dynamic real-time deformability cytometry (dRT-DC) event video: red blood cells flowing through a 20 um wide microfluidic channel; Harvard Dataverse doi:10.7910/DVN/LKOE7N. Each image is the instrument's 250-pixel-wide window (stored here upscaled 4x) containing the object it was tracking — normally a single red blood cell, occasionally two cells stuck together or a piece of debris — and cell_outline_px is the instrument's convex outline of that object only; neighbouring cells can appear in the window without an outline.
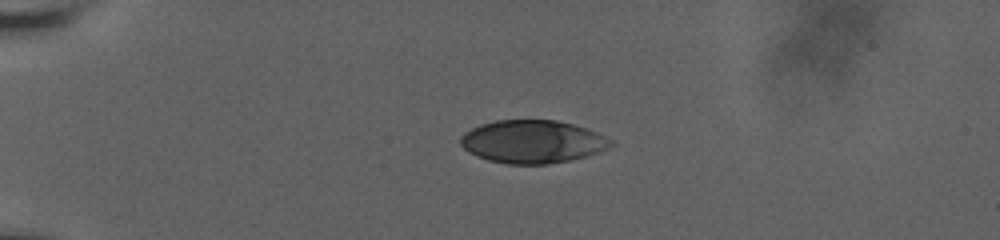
{"species": "human", "species_latin": "Homo sapiens", "temperature_condition": "room temperature", "stored_images_in_passage": 34, "camera_frame_rate_fps": 3000, "um_per_image_px": 0.085, "donor": {"sex": "male"}, "frame": {"image": 1, "passage_image": 1, "time_ms": 0.0, "image_size_px": [1000, 240], "cell_outline_px": [[616, 144], [612, 148], [600, 152], [568, 160], [548, 164], [508, 164], [488, 160], [476, 156], [468, 152], [460, 144], [460, 136], [464, 132], [480, 124], [496, 120], [556, 120], [588, 128], [612, 140]], "centroid_in_image_um": [45.27, 12.04], "position_along_channel_um": 39.7, "area_um2": 37.86}}
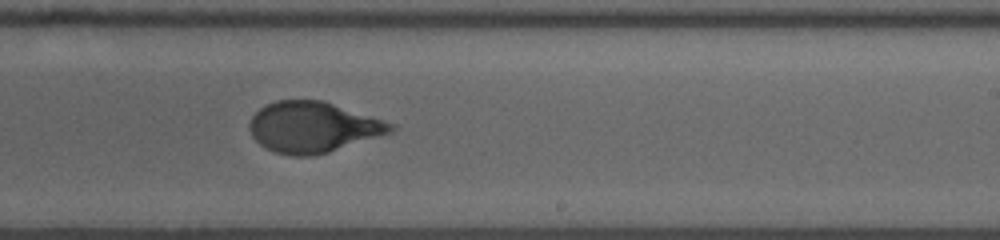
{"frame": {"image": 2, "passage_image": 18, "time_ms": 7.667, "image_size_px": [1000, 240], "cell_outline_px": [[396, 128], [392, 132], [328, 152], [312, 156], [292, 156], [276, 152], [260, 144], [252, 136], [248, 128], [248, 124], [252, 116], [260, 108], [276, 100], [320, 100], [396, 124]], "centroid_in_image_um": [26.58, 10.81], "position_along_channel_um": 262.4, "area_um2": 41.33}}
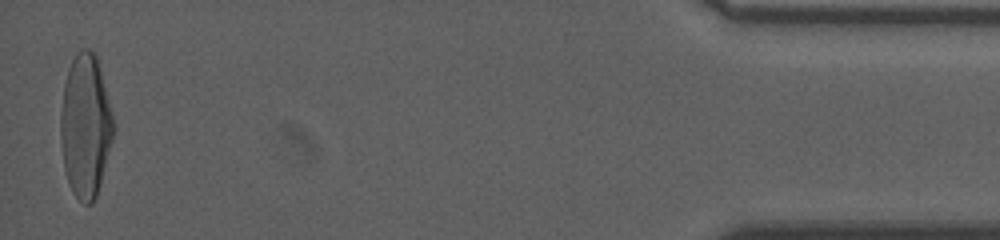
{"frame": {"image": 3, "passage_image": 34, "time_ms": 14.333, "image_size_px": [1000, 240], "cell_outline_px": [[116, 128], [100, 184], [96, 196], [92, 204], [84, 204], [72, 192], [64, 168], [60, 140], [60, 116], [64, 84], [68, 68], [76, 52], [84, 48], [88, 48], [96, 56], [116, 124]], "centroid_in_image_um": [7.27, 10.7], "position_along_channel_um": 427.9, "area_um2": 44.27}, "authors_computed_cell_mechanics": {"area_um2": 41.8761, "velocity_mm_per_s": 3.6472, "shape_relaxation_time_tau1_ms": 7.5074, "shape_relaxation_time_tau2_ms": null, "deformation_change_tau1": 0.2842, "deformation_change_tau2": null}}